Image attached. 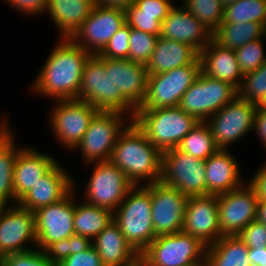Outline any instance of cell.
I'll use <instances>...</instances> for the list:
<instances>
[{
    "label": "cell",
    "mask_w": 266,
    "mask_h": 266,
    "mask_svg": "<svg viewBox=\"0 0 266 266\" xmlns=\"http://www.w3.org/2000/svg\"><path fill=\"white\" fill-rule=\"evenodd\" d=\"M237 96L238 90L231 84L200 72L194 83L183 94L178 106L199 122H206Z\"/></svg>",
    "instance_id": "cell-11"
},
{
    "label": "cell",
    "mask_w": 266,
    "mask_h": 266,
    "mask_svg": "<svg viewBox=\"0 0 266 266\" xmlns=\"http://www.w3.org/2000/svg\"><path fill=\"white\" fill-rule=\"evenodd\" d=\"M248 248H266V225L252 221L237 235Z\"/></svg>",
    "instance_id": "cell-43"
},
{
    "label": "cell",
    "mask_w": 266,
    "mask_h": 266,
    "mask_svg": "<svg viewBox=\"0 0 266 266\" xmlns=\"http://www.w3.org/2000/svg\"><path fill=\"white\" fill-rule=\"evenodd\" d=\"M84 167L93 169L90 179L86 180L82 200L114 212L134 185L110 160L89 163Z\"/></svg>",
    "instance_id": "cell-9"
},
{
    "label": "cell",
    "mask_w": 266,
    "mask_h": 266,
    "mask_svg": "<svg viewBox=\"0 0 266 266\" xmlns=\"http://www.w3.org/2000/svg\"><path fill=\"white\" fill-rule=\"evenodd\" d=\"M207 246L198 238L178 232L158 235L140 254L145 266H205Z\"/></svg>",
    "instance_id": "cell-6"
},
{
    "label": "cell",
    "mask_w": 266,
    "mask_h": 266,
    "mask_svg": "<svg viewBox=\"0 0 266 266\" xmlns=\"http://www.w3.org/2000/svg\"><path fill=\"white\" fill-rule=\"evenodd\" d=\"M223 7H227L229 5L235 4L238 0H220Z\"/></svg>",
    "instance_id": "cell-53"
},
{
    "label": "cell",
    "mask_w": 266,
    "mask_h": 266,
    "mask_svg": "<svg viewBox=\"0 0 266 266\" xmlns=\"http://www.w3.org/2000/svg\"><path fill=\"white\" fill-rule=\"evenodd\" d=\"M161 181L184 195H206L205 161L178 148L162 152Z\"/></svg>",
    "instance_id": "cell-13"
},
{
    "label": "cell",
    "mask_w": 266,
    "mask_h": 266,
    "mask_svg": "<svg viewBox=\"0 0 266 266\" xmlns=\"http://www.w3.org/2000/svg\"><path fill=\"white\" fill-rule=\"evenodd\" d=\"M191 63H200L199 52L191 45L159 37L146 64L149 75L162 73Z\"/></svg>",
    "instance_id": "cell-29"
},
{
    "label": "cell",
    "mask_w": 266,
    "mask_h": 266,
    "mask_svg": "<svg viewBox=\"0 0 266 266\" xmlns=\"http://www.w3.org/2000/svg\"><path fill=\"white\" fill-rule=\"evenodd\" d=\"M258 38H264V26L258 22H222L212 34V39L216 43L233 50Z\"/></svg>",
    "instance_id": "cell-32"
},
{
    "label": "cell",
    "mask_w": 266,
    "mask_h": 266,
    "mask_svg": "<svg viewBox=\"0 0 266 266\" xmlns=\"http://www.w3.org/2000/svg\"><path fill=\"white\" fill-rule=\"evenodd\" d=\"M34 148L26 145L16 157L13 174L16 203L59 161L49 153Z\"/></svg>",
    "instance_id": "cell-22"
},
{
    "label": "cell",
    "mask_w": 266,
    "mask_h": 266,
    "mask_svg": "<svg viewBox=\"0 0 266 266\" xmlns=\"http://www.w3.org/2000/svg\"><path fill=\"white\" fill-rule=\"evenodd\" d=\"M217 200L218 222L222 235H238L256 220L258 198L247 182L239 188L218 195Z\"/></svg>",
    "instance_id": "cell-17"
},
{
    "label": "cell",
    "mask_w": 266,
    "mask_h": 266,
    "mask_svg": "<svg viewBox=\"0 0 266 266\" xmlns=\"http://www.w3.org/2000/svg\"><path fill=\"white\" fill-rule=\"evenodd\" d=\"M105 70H111V79L122 96L137 110L145 96L149 73L146 65L130 59L105 58Z\"/></svg>",
    "instance_id": "cell-23"
},
{
    "label": "cell",
    "mask_w": 266,
    "mask_h": 266,
    "mask_svg": "<svg viewBox=\"0 0 266 266\" xmlns=\"http://www.w3.org/2000/svg\"><path fill=\"white\" fill-rule=\"evenodd\" d=\"M56 266H103L99 254L91 245L87 250L69 255Z\"/></svg>",
    "instance_id": "cell-46"
},
{
    "label": "cell",
    "mask_w": 266,
    "mask_h": 266,
    "mask_svg": "<svg viewBox=\"0 0 266 266\" xmlns=\"http://www.w3.org/2000/svg\"><path fill=\"white\" fill-rule=\"evenodd\" d=\"M174 1L176 0H135L134 5L141 13L158 14V20L162 23L176 4Z\"/></svg>",
    "instance_id": "cell-44"
},
{
    "label": "cell",
    "mask_w": 266,
    "mask_h": 266,
    "mask_svg": "<svg viewBox=\"0 0 266 266\" xmlns=\"http://www.w3.org/2000/svg\"><path fill=\"white\" fill-rule=\"evenodd\" d=\"M159 36L131 28L129 38V59L147 64L155 49Z\"/></svg>",
    "instance_id": "cell-39"
},
{
    "label": "cell",
    "mask_w": 266,
    "mask_h": 266,
    "mask_svg": "<svg viewBox=\"0 0 266 266\" xmlns=\"http://www.w3.org/2000/svg\"><path fill=\"white\" fill-rule=\"evenodd\" d=\"M182 232L198 238L207 247L223 236L218 222L217 195L188 197Z\"/></svg>",
    "instance_id": "cell-19"
},
{
    "label": "cell",
    "mask_w": 266,
    "mask_h": 266,
    "mask_svg": "<svg viewBox=\"0 0 266 266\" xmlns=\"http://www.w3.org/2000/svg\"><path fill=\"white\" fill-rule=\"evenodd\" d=\"M248 247L237 235H223L206 249L205 266H250Z\"/></svg>",
    "instance_id": "cell-31"
},
{
    "label": "cell",
    "mask_w": 266,
    "mask_h": 266,
    "mask_svg": "<svg viewBox=\"0 0 266 266\" xmlns=\"http://www.w3.org/2000/svg\"><path fill=\"white\" fill-rule=\"evenodd\" d=\"M54 102L48 117L49 131L58 144L72 151L83 138L98 110L83 100L66 99Z\"/></svg>",
    "instance_id": "cell-8"
},
{
    "label": "cell",
    "mask_w": 266,
    "mask_h": 266,
    "mask_svg": "<svg viewBox=\"0 0 266 266\" xmlns=\"http://www.w3.org/2000/svg\"><path fill=\"white\" fill-rule=\"evenodd\" d=\"M135 0H95V4L108 8H117L126 11Z\"/></svg>",
    "instance_id": "cell-49"
},
{
    "label": "cell",
    "mask_w": 266,
    "mask_h": 266,
    "mask_svg": "<svg viewBox=\"0 0 266 266\" xmlns=\"http://www.w3.org/2000/svg\"><path fill=\"white\" fill-rule=\"evenodd\" d=\"M57 39V43L31 82L30 94L52 98L53 101L76 99L84 64L91 54L72 38Z\"/></svg>",
    "instance_id": "cell-1"
},
{
    "label": "cell",
    "mask_w": 266,
    "mask_h": 266,
    "mask_svg": "<svg viewBox=\"0 0 266 266\" xmlns=\"http://www.w3.org/2000/svg\"><path fill=\"white\" fill-rule=\"evenodd\" d=\"M256 133L261 145L266 150V110L259 109L255 110L253 129Z\"/></svg>",
    "instance_id": "cell-48"
},
{
    "label": "cell",
    "mask_w": 266,
    "mask_h": 266,
    "mask_svg": "<svg viewBox=\"0 0 266 266\" xmlns=\"http://www.w3.org/2000/svg\"><path fill=\"white\" fill-rule=\"evenodd\" d=\"M131 266H145L143 261L141 259H139L137 262H135L133 265Z\"/></svg>",
    "instance_id": "cell-54"
},
{
    "label": "cell",
    "mask_w": 266,
    "mask_h": 266,
    "mask_svg": "<svg viewBox=\"0 0 266 266\" xmlns=\"http://www.w3.org/2000/svg\"><path fill=\"white\" fill-rule=\"evenodd\" d=\"M110 161L134 186L161 181L162 152L150 143L133 120L119 134Z\"/></svg>",
    "instance_id": "cell-2"
},
{
    "label": "cell",
    "mask_w": 266,
    "mask_h": 266,
    "mask_svg": "<svg viewBox=\"0 0 266 266\" xmlns=\"http://www.w3.org/2000/svg\"><path fill=\"white\" fill-rule=\"evenodd\" d=\"M77 183L74 179L75 188V212H74V231L76 235H81L93 240L110 223L114 221L113 212L109 209L97 207L82 200L78 202ZM77 193V194H76Z\"/></svg>",
    "instance_id": "cell-30"
},
{
    "label": "cell",
    "mask_w": 266,
    "mask_h": 266,
    "mask_svg": "<svg viewBox=\"0 0 266 266\" xmlns=\"http://www.w3.org/2000/svg\"><path fill=\"white\" fill-rule=\"evenodd\" d=\"M92 246L103 266H131L140 259L114 221L92 240Z\"/></svg>",
    "instance_id": "cell-27"
},
{
    "label": "cell",
    "mask_w": 266,
    "mask_h": 266,
    "mask_svg": "<svg viewBox=\"0 0 266 266\" xmlns=\"http://www.w3.org/2000/svg\"><path fill=\"white\" fill-rule=\"evenodd\" d=\"M151 216L150 191L144 185L133 186L113 212L114 222L139 254L157 237Z\"/></svg>",
    "instance_id": "cell-5"
},
{
    "label": "cell",
    "mask_w": 266,
    "mask_h": 266,
    "mask_svg": "<svg viewBox=\"0 0 266 266\" xmlns=\"http://www.w3.org/2000/svg\"><path fill=\"white\" fill-rule=\"evenodd\" d=\"M126 24L125 11L95 4L72 39L90 54H99L111 37Z\"/></svg>",
    "instance_id": "cell-18"
},
{
    "label": "cell",
    "mask_w": 266,
    "mask_h": 266,
    "mask_svg": "<svg viewBox=\"0 0 266 266\" xmlns=\"http://www.w3.org/2000/svg\"><path fill=\"white\" fill-rule=\"evenodd\" d=\"M177 148L204 161L219 150L207 122H199L195 125Z\"/></svg>",
    "instance_id": "cell-33"
},
{
    "label": "cell",
    "mask_w": 266,
    "mask_h": 266,
    "mask_svg": "<svg viewBox=\"0 0 266 266\" xmlns=\"http://www.w3.org/2000/svg\"><path fill=\"white\" fill-rule=\"evenodd\" d=\"M248 258L257 266H266V248H248Z\"/></svg>",
    "instance_id": "cell-50"
},
{
    "label": "cell",
    "mask_w": 266,
    "mask_h": 266,
    "mask_svg": "<svg viewBox=\"0 0 266 266\" xmlns=\"http://www.w3.org/2000/svg\"><path fill=\"white\" fill-rule=\"evenodd\" d=\"M144 186L150 191L155 234L158 236L182 232L188 196L162 181Z\"/></svg>",
    "instance_id": "cell-16"
},
{
    "label": "cell",
    "mask_w": 266,
    "mask_h": 266,
    "mask_svg": "<svg viewBox=\"0 0 266 266\" xmlns=\"http://www.w3.org/2000/svg\"><path fill=\"white\" fill-rule=\"evenodd\" d=\"M63 165L57 162L18 201V204L31 212H35L63 199L74 188L73 175Z\"/></svg>",
    "instance_id": "cell-20"
},
{
    "label": "cell",
    "mask_w": 266,
    "mask_h": 266,
    "mask_svg": "<svg viewBox=\"0 0 266 266\" xmlns=\"http://www.w3.org/2000/svg\"><path fill=\"white\" fill-rule=\"evenodd\" d=\"M9 7L15 8L20 15L39 16L45 14V9L48 4V0H2Z\"/></svg>",
    "instance_id": "cell-45"
},
{
    "label": "cell",
    "mask_w": 266,
    "mask_h": 266,
    "mask_svg": "<svg viewBox=\"0 0 266 266\" xmlns=\"http://www.w3.org/2000/svg\"><path fill=\"white\" fill-rule=\"evenodd\" d=\"M199 59L203 74L239 89L243 75L233 49L222 47L212 39L199 53Z\"/></svg>",
    "instance_id": "cell-25"
},
{
    "label": "cell",
    "mask_w": 266,
    "mask_h": 266,
    "mask_svg": "<svg viewBox=\"0 0 266 266\" xmlns=\"http://www.w3.org/2000/svg\"><path fill=\"white\" fill-rule=\"evenodd\" d=\"M266 94V62L256 70L243 75L238 89V97L247 102L257 104Z\"/></svg>",
    "instance_id": "cell-38"
},
{
    "label": "cell",
    "mask_w": 266,
    "mask_h": 266,
    "mask_svg": "<svg viewBox=\"0 0 266 266\" xmlns=\"http://www.w3.org/2000/svg\"><path fill=\"white\" fill-rule=\"evenodd\" d=\"M201 72V63H191L149 75L146 96L138 109L176 107Z\"/></svg>",
    "instance_id": "cell-10"
},
{
    "label": "cell",
    "mask_w": 266,
    "mask_h": 266,
    "mask_svg": "<svg viewBox=\"0 0 266 266\" xmlns=\"http://www.w3.org/2000/svg\"><path fill=\"white\" fill-rule=\"evenodd\" d=\"M36 244L34 212L18 203L0 207V257L34 249Z\"/></svg>",
    "instance_id": "cell-15"
},
{
    "label": "cell",
    "mask_w": 266,
    "mask_h": 266,
    "mask_svg": "<svg viewBox=\"0 0 266 266\" xmlns=\"http://www.w3.org/2000/svg\"><path fill=\"white\" fill-rule=\"evenodd\" d=\"M94 6L95 0H48L45 13L56 26L58 38H72Z\"/></svg>",
    "instance_id": "cell-28"
},
{
    "label": "cell",
    "mask_w": 266,
    "mask_h": 266,
    "mask_svg": "<svg viewBox=\"0 0 266 266\" xmlns=\"http://www.w3.org/2000/svg\"><path fill=\"white\" fill-rule=\"evenodd\" d=\"M264 40L258 38L234 50L242 75L251 73L266 62Z\"/></svg>",
    "instance_id": "cell-37"
},
{
    "label": "cell",
    "mask_w": 266,
    "mask_h": 266,
    "mask_svg": "<svg viewBox=\"0 0 266 266\" xmlns=\"http://www.w3.org/2000/svg\"><path fill=\"white\" fill-rule=\"evenodd\" d=\"M0 266H55L45 252L34 248L24 252L8 254L0 257Z\"/></svg>",
    "instance_id": "cell-42"
},
{
    "label": "cell",
    "mask_w": 266,
    "mask_h": 266,
    "mask_svg": "<svg viewBox=\"0 0 266 266\" xmlns=\"http://www.w3.org/2000/svg\"><path fill=\"white\" fill-rule=\"evenodd\" d=\"M256 220L266 225V201H258Z\"/></svg>",
    "instance_id": "cell-51"
},
{
    "label": "cell",
    "mask_w": 266,
    "mask_h": 266,
    "mask_svg": "<svg viewBox=\"0 0 266 266\" xmlns=\"http://www.w3.org/2000/svg\"><path fill=\"white\" fill-rule=\"evenodd\" d=\"M264 38H265V41H266V23L264 25Z\"/></svg>",
    "instance_id": "cell-55"
},
{
    "label": "cell",
    "mask_w": 266,
    "mask_h": 266,
    "mask_svg": "<svg viewBox=\"0 0 266 266\" xmlns=\"http://www.w3.org/2000/svg\"><path fill=\"white\" fill-rule=\"evenodd\" d=\"M180 2L212 34L222 23L224 7L220 0H181Z\"/></svg>",
    "instance_id": "cell-35"
},
{
    "label": "cell",
    "mask_w": 266,
    "mask_h": 266,
    "mask_svg": "<svg viewBox=\"0 0 266 266\" xmlns=\"http://www.w3.org/2000/svg\"><path fill=\"white\" fill-rule=\"evenodd\" d=\"M131 121L128 115L121 112L98 111L73 152H81L84 165L109 161L119 134Z\"/></svg>",
    "instance_id": "cell-7"
},
{
    "label": "cell",
    "mask_w": 266,
    "mask_h": 266,
    "mask_svg": "<svg viewBox=\"0 0 266 266\" xmlns=\"http://www.w3.org/2000/svg\"><path fill=\"white\" fill-rule=\"evenodd\" d=\"M160 37L189 44L200 53L212 40V33L182 4H175L162 21Z\"/></svg>",
    "instance_id": "cell-21"
},
{
    "label": "cell",
    "mask_w": 266,
    "mask_h": 266,
    "mask_svg": "<svg viewBox=\"0 0 266 266\" xmlns=\"http://www.w3.org/2000/svg\"><path fill=\"white\" fill-rule=\"evenodd\" d=\"M125 15L126 23L131 28L160 37L162 23L158 20V14L141 13V11L132 4L125 11Z\"/></svg>",
    "instance_id": "cell-40"
},
{
    "label": "cell",
    "mask_w": 266,
    "mask_h": 266,
    "mask_svg": "<svg viewBox=\"0 0 266 266\" xmlns=\"http://www.w3.org/2000/svg\"><path fill=\"white\" fill-rule=\"evenodd\" d=\"M77 100H83L98 111L121 112L132 120L136 109L122 96L111 79V70H105V58L91 54L84 64Z\"/></svg>",
    "instance_id": "cell-3"
},
{
    "label": "cell",
    "mask_w": 266,
    "mask_h": 266,
    "mask_svg": "<svg viewBox=\"0 0 266 266\" xmlns=\"http://www.w3.org/2000/svg\"><path fill=\"white\" fill-rule=\"evenodd\" d=\"M256 108L257 104L237 96L206 121L219 149L229 150L234 143L253 132Z\"/></svg>",
    "instance_id": "cell-12"
},
{
    "label": "cell",
    "mask_w": 266,
    "mask_h": 266,
    "mask_svg": "<svg viewBox=\"0 0 266 266\" xmlns=\"http://www.w3.org/2000/svg\"><path fill=\"white\" fill-rule=\"evenodd\" d=\"M223 23H266V0H238L224 8Z\"/></svg>",
    "instance_id": "cell-34"
},
{
    "label": "cell",
    "mask_w": 266,
    "mask_h": 266,
    "mask_svg": "<svg viewBox=\"0 0 266 266\" xmlns=\"http://www.w3.org/2000/svg\"><path fill=\"white\" fill-rule=\"evenodd\" d=\"M260 166L255 174H251L250 179H246V182L257 194L258 201H266V162Z\"/></svg>",
    "instance_id": "cell-47"
},
{
    "label": "cell",
    "mask_w": 266,
    "mask_h": 266,
    "mask_svg": "<svg viewBox=\"0 0 266 266\" xmlns=\"http://www.w3.org/2000/svg\"><path fill=\"white\" fill-rule=\"evenodd\" d=\"M74 212L75 188L60 201L36 210V248L44 251L53 242L74 235Z\"/></svg>",
    "instance_id": "cell-14"
},
{
    "label": "cell",
    "mask_w": 266,
    "mask_h": 266,
    "mask_svg": "<svg viewBox=\"0 0 266 266\" xmlns=\"http://www.w3.org/2000/svg\"><path fill=\"white\" fill-rule=\"evenodd\" d=\"M130 32L131 27L126 23L111 37L98 55L109 59H129Z\"/></svg>",
    "instance_id": "cell-41"
},
{
    "label": "cell",
    "mask_w": 266,
    "mask_h": 266,
    "mask_svg": "<svg viewBox=\"0 0 266 266\" xmlns=\"http://www.w3.org/2000/svg\"><path fill=\"white\" fill-rule=\"evenodd\" d=\"M91 245L92 240L74 234L66 239L53 242L44 252L48 260L56 266L69 255L87 250Z\"/></svg>",
    "instance_id": "cell-36"
},
{
    "label": "cell",
    "mask_w": 266,
    "mask_h": 266,
    "mask_svg": "<svg viewBox=\"0 0 266 266\" xmlns=\"http://www.w3.org/2000/svg\"><path fill=\"white\" fill-rule=\"evenodd\" d=\"M257 107L262 110H266V94L261 101L257 103Z\"/></svg>",
    "instance_id": "cell-52"
},
{
    "label": "cell",
    "mask_w": 266,
    "mask_h": 266,
    "mask_svg": "<svg viewBox=\"0 0 266 266\" xmlns=\"http://www.w3.org/2000/svg\"><path fill=\"white\" fill-rule=\"evenodd\" d=\"M0 117V207L17 204L15 201L13 174L18 152L25 146L16 143L14 126H10L9 115ZM13 128V129H12Z\"/></svg>",
    "instance_id": "cell-26"
},
{
    "label": "cell",
    "mask_w": 266,
    "mask_h": 266,
    "mask_svg": "<svg viewBox=\"0 0 266 266\" xmlns=\"http://www.w3.org/2000/svg\"><path fill=\"white\" fill-rule=\"evenodd\" d=\"M250 266H257L255 263H251Z\"/></svg>",
    "instance_id": "cell-56"
},
{
    "label": "cell",
    "mask_w": 266,
    "mask_h": 266,
    "mask_svg": "<svg viewBox=\"0 0 266 266\" xmlns=\"http://www.w3.org/2000/svg\"><path fill=\"white\" fill-rule=\"evenodd\" d=\"M150 143L161 152L177 148L182 139L199 123L179 106L159 109H137L133 118Z\"/></svg>",
    "instance_id": "cell-4"
},
{
    "label": "cell",
    "mask_w": 266,
    "mask_h": 266,
    "mask_svg": "<svg viewBox=\"0 0 266 266\" xmlns=\"http://www.w3.org/2000/svg\"><path fill=\"white\" fill-rule=\"evenodd\" d=\"M206 195H220L242 186L246 180L230 150L219 149L205 160Z\"/></svg>",
    "instance_id": "cell-24"
}]
</instances>
